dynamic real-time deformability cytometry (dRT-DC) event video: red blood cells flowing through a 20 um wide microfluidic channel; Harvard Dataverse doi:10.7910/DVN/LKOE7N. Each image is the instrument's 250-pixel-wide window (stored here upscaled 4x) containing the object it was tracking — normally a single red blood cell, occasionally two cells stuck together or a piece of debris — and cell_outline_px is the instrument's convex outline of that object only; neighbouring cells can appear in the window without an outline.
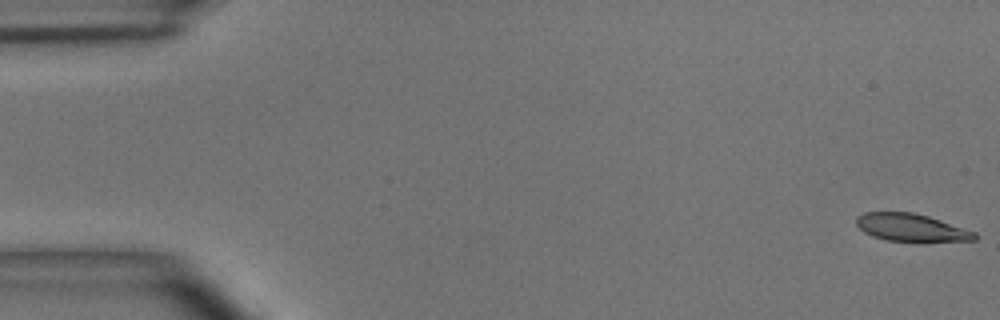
{"species": "common noctule bat (a hibernating species)", "species_latin": "Nyctalus noctula", "temperature_condition": "room temperature", "stored_images_in_passage": 51, "camera_frame_rate_fps": 3000, "um_per_image_px": 0.085, "animal": {"sex": "male", "body_mass_g": 15.6}, "frame": {"image": 1, "passage_image": 1, "time_ms": 0.0, "image_size_px": [1000, 320], "cell_outline_px": [[976, 240], [884, 240], [872, 236], [864, 232], [856, 224], [856, 216], [864, 212], [912, 212], [928, 216], [976, 232]], "centroid_in_image_um": [77.38, 19.31], "position_along_channel_um": 7.6, "area_um2": 18.55}}
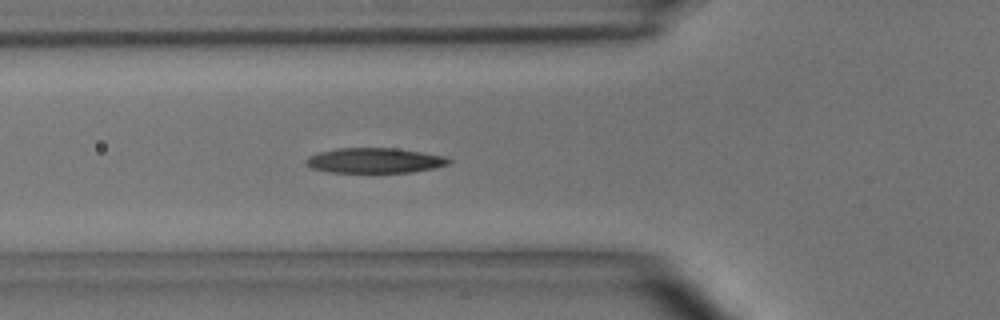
{"frame": {"image": 2, "passage_image": 18, "time_ms": 5.667, "image_size_px": [1000, 320], "cell_outline_px": [[452, 160], [448, 164], [432, 168], [412, 172], [328, 172], [312, 168], [304, 160], [308, 156], [320, 152], [336, 148], [392, 148], [420, 152], [444, 156]], "centroid_in_image_um": [31.82, 13.64], "position_along_channel_um": 94.0, "area_um2": 20.63}}
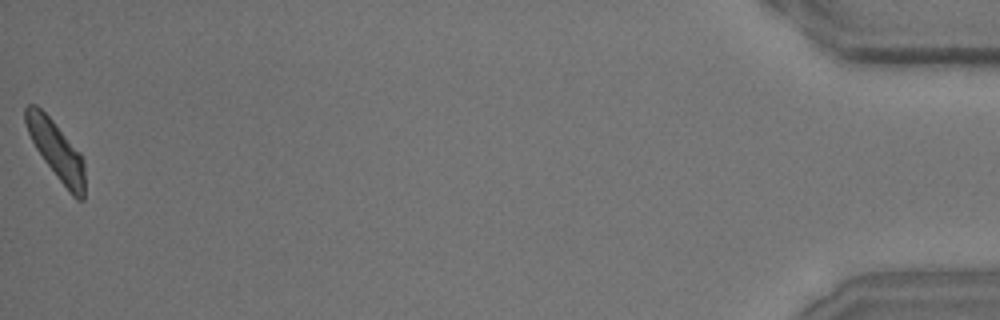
{"frame": {"image": 3, "passage_image": 51, "time_ms": 16.667, "image_size_px": [1000, 320], "cell_outline_px": [[84, 200], [76, 200], [72, 196], [44, 160], [36, 148], [28, 132], [24, 120], [24, 108], [28, 104], [36, 104], [52, 120], [80, 152], [84, 160]], "centroid_in_image_um": [4.79, 12.77], "position_along_channel_um": 430.4, "area_um2": 19.88}, "authors_computed_cell_mechanics": {"area_um2": 20.519, "velocity_mm_per_s": 3.9245, "shape_relaxation_time_tau1_ms": 4.7717, "shape_relaxation_time_tau2_ms": 4.7947, "deformation_change_tau1": 0.17, "deformation_change_tau2": 0.1515}}